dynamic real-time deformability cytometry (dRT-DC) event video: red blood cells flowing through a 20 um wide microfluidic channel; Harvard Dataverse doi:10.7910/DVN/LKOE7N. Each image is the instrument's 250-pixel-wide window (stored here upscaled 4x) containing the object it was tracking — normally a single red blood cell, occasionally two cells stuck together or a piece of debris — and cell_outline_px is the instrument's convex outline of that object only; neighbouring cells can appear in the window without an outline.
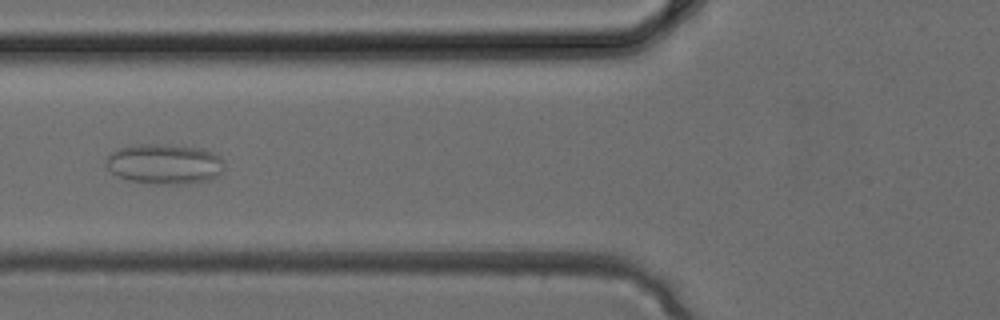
{"species": "common noctule bat (a hibernating species)", "species_latin": "Nyctalus noctula", "temperature_condition": "cold", "stored_images_in_passage": 4, "camera_frame_rate_fps": 3000, "um_per_image_px": 0.085, "animal": {"sex": "female", "body_mass_g": 24.6, "forearm_length_mm": 56.2}, "frame": {"image": 1, "passage_image": 4, "time_ms": 1.0, "image_size_px": [1000, 320], "cell_outline_px": [[224, 168], [212, 180], [188, 184], [156, 184], [128, 180], [112, 172], [104, 164], [104, 160], [112, 152], [120, 148], [132, 144], [168, 144], [200, 148], [212, 152], [220, 156], [224, 160]], "centroid_in_image_um": [14.0, 13.93], "position_along_channel_um": 111.8, "area_um2": 28.03}}